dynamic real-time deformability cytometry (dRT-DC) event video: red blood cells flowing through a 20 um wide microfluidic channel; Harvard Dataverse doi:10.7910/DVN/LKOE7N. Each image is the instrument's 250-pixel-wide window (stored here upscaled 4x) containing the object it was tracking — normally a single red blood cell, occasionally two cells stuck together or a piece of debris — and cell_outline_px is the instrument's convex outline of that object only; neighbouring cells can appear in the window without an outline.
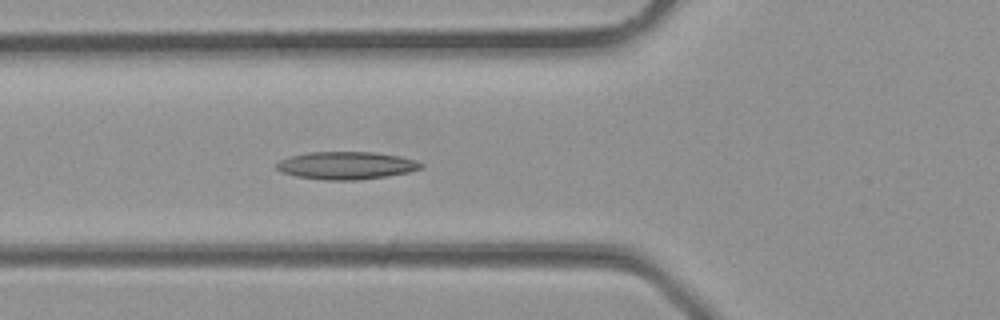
{"species": "common noctule bat (a hibernating species)", "species_latin": "Nyctalus noctula", "temperature_condition": "room temperature", "stored_images_in_passage": 30, "camera_frame_rate_fps": 3000, "um_per_image_px": 0.085, "animal": {"sex": "male", "body_mass_g": 23.1, "forearm_length_mm": 52.7}, "frame": {"image": 1, "passage_image": 8, "time_ms": 2.333, "image_size_px": [1000, 320], "cell_outline_px": [[424, 168], [408, 172], [388, 176], [356, 180], [324, 180], [296, 176], [280, 172], [276, 168], [276, 164], [280, 160], [288, 156], [308, 152], [376, 152], [400, 156], [416, 160], [424, 164]], "centroid_in_image_um": [29.44, 14.06], "position_along_channel_um": 96.4, "area_um2": 23.52}}
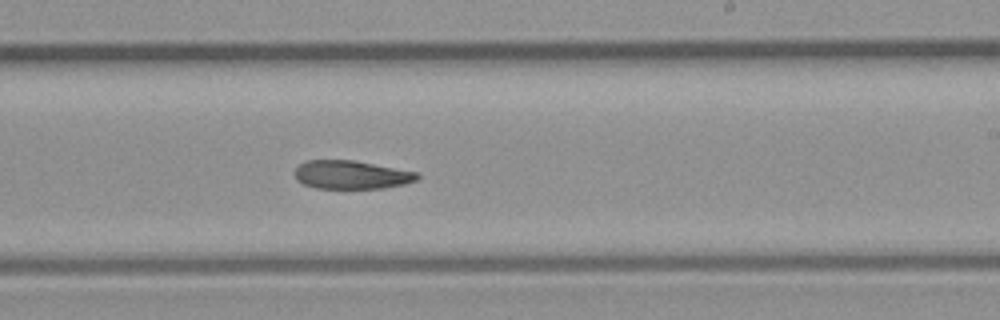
{"frame": {"image": 2, "passage_image": 16, "time_ms": 5.0, "image_size_px": [1000, 320], "cell_outline_px": [[420, 176], [416, 180], [404, 184], [384, 188], [316, 188], [304, 184], [296, 180], [296, 168], [304, 160], [352, 160], [420, 172]], "centroid_in_image_um": [29.89, 14.85], "position_along_channel_um": 259.1, "area_um2": 20.29}}
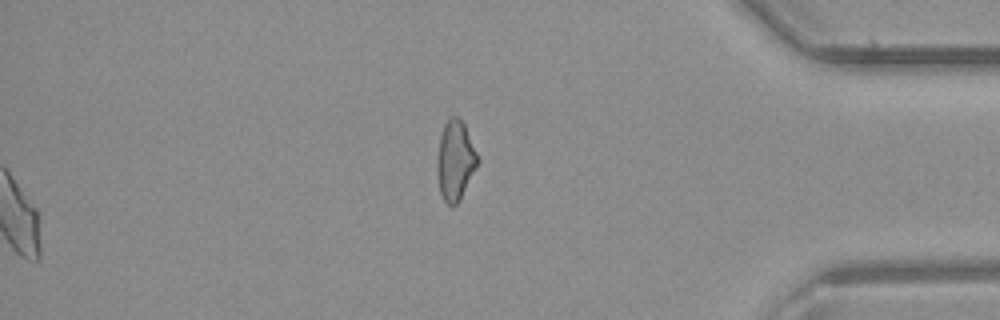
{"frame": {"image": 3, "passage_image": 30, "time_ms": 9.667, "image_size_px": [1000, 320], "cell_outline_px": [[480, 160], [460, 200], [452, 208], [444, 200], [440, 192], [436, 168], [436, 160], [440, 136], [444, 124], [448, 116], [460, 116], [464, 124]], "centroid_in_image_um": [38.69, 13.62], "position_along_channel_um": 396.5, "area_um2": 19.02}}